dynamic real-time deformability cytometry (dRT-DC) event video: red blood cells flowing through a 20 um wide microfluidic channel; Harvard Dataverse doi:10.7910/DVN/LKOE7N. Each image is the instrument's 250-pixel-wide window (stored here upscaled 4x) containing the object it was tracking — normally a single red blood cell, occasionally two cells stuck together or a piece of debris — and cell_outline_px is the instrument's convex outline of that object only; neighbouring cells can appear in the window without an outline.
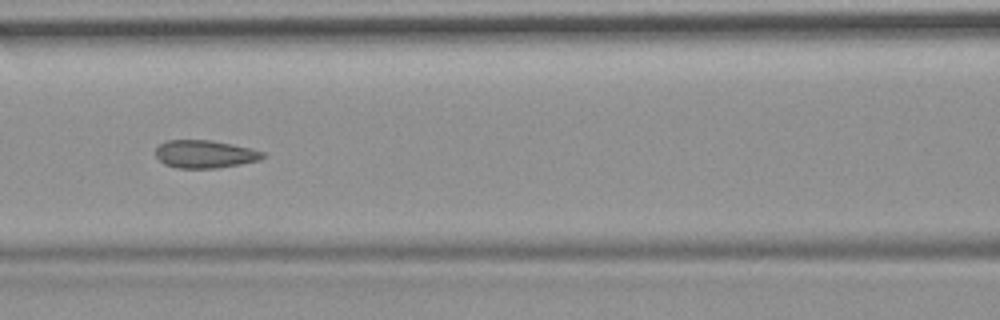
{"species": "common noctule bat (a hibernating species)", "species_latin": "Nyctalus noctula", "temperature_condition": "room temperature", "stored_images_in_passage": 53, "camera_frame_rate_fps": 3000, "um_per_image_px": 0.085, "animal": {"sex": "female", "body_mass_g": 19.9}, "frame": {"image": 1, "passage_image": 23, "time_ms": 7.333, "image_size_px": [1000, 320], "cell_outline_px": [[264, 156], [260, 160], [240, 164], [216, 168], [176, 168], [164, 164], [156, 156], [156, 148], [160, 144], [168, 140], [208, 140], [232, 144], [264, 152]], "centroid_in_image_um": [17.39, 13.1], "position_along_channel_um": 149.2, "area_um2": 17.22}, "authors_computed_cell_mechanics": {"area_um2": 18.1492, "velocity_mm_per_s": 3.7244, "shape_relaxation_time_tau1_ms": null, "shape_relaxation_time_tau2_ms": 1.4192, "deformation_change_tau1": null, "deformation_change_tau2": 0.0647}}